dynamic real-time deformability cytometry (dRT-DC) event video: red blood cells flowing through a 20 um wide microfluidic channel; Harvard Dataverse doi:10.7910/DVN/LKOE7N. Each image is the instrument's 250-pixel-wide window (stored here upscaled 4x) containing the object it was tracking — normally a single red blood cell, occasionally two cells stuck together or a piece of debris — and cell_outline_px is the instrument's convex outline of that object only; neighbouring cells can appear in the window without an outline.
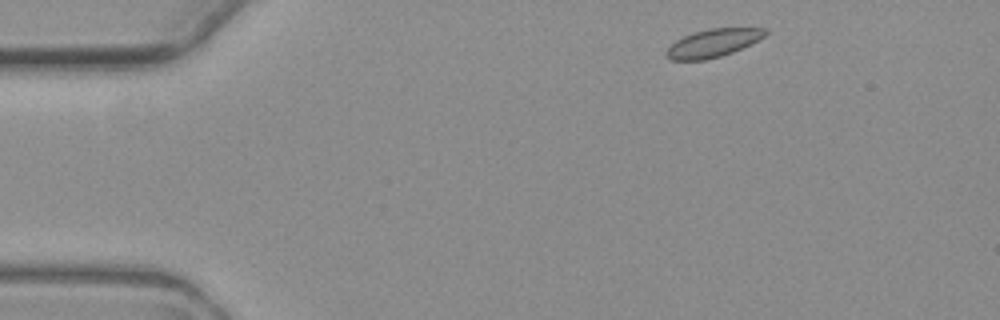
{"species": "common noctule bat (a hibernating species)", "species_latin": "Nyctalus noctula", "temperature_condition": "warm", "stored_images_in_passage": 5, "camera_frame_rate_fps": 3000, "um_per_image_px": 0.085, "animal": {"sex": "female", "body_mass_g": 19.3, "forearm_length_mm": 54.1}, "frame": {"image": 1, "passage_image": 1, "time_ms": 0.0, "image_size_px": [1000, 320], "cell_outline_px": [[768, 32], [764, 36], [732, 52], [720, 56], [704, 60], [672, 60], [664, 56], [664, 52], [676, 40], [684, 36], [708, 28], [768, 28]], "centroid_in_image_um": [60.57, 3.66], "position_along_channel_um": 24.4, "area_um2": 15.9}}
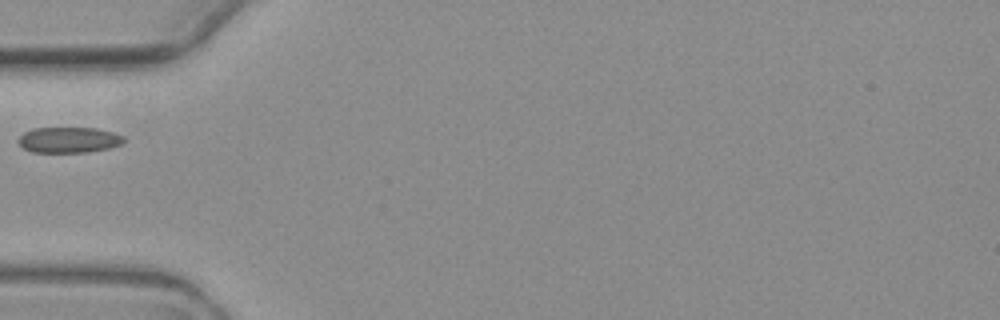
{"frame": {"image": 2, "passage_image": 4, "time_ms": 3.667, "image_size_px": [1000, 320], "cell_outline_px": [[124, 140], [120, 144], [108, 148], [88, 152], [32, 152], [24, 148], [16, 140], [24, 132], [32, 128], [96, 128], [112, 132], [124, 136]], "centroid_in_image_um": [5.82, 11.89], "position_along_channel_um": 79.2, "area_um2": 15.72}}
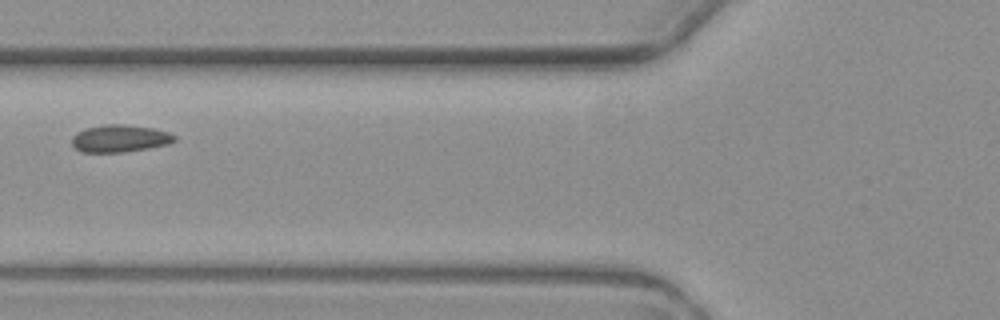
{"frame": {"image": 3, "passage_image": 5, "time_ms": 4.667, "image_size_px": [1000, 320], "cell_outline_px": [[176, 140], [168, 144], [148, 148], [124, 152], [80, 152], [72, 144], [72, 136], [76, 132], [84, 128], [104, 124], [124, 124], [156, 128], [168, 132], [176, 136]], "centroid_in_image_um": [10.18, 11.76], "position_along_channel_um": 115.6, "area_um2": 16.53}}